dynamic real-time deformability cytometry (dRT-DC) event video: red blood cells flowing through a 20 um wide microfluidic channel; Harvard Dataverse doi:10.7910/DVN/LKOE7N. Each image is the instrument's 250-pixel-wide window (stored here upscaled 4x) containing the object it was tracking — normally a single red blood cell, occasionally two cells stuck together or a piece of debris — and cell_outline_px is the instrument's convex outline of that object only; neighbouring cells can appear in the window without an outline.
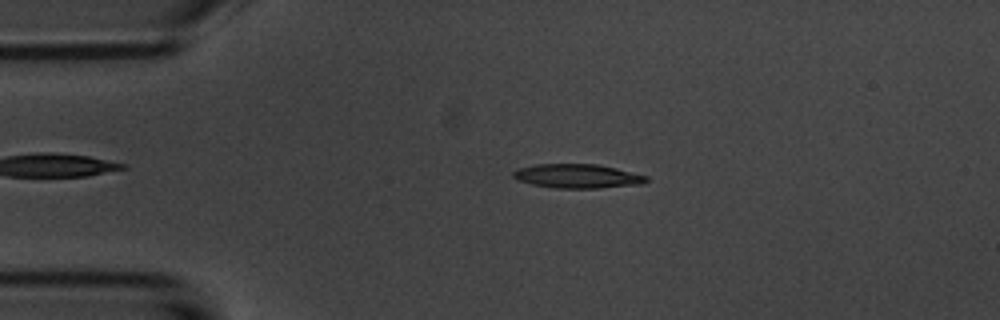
{"species": "common noctule bat (a hibernating species)", "species_latin": "Nyctalus noctula", "temperature_condition": "room temperature", "stored_images_in_passage": 4, "camera_frame_rate_fps": 3000, "um_per_image_px": 0.085, "animal": {"sex": "male", "body_mass_g": 20.1, "forearm_length_mm": 53.5}, "frame": {"image": 1, "passage_image": 2, "time_ms": 1.333, "image_size_px": [1000, 320], "cell_outline_px": [[648, 180], [640, 184], [600, 188], [552, 188], [532, 184], [520, 180], [512, 176], [512, 172], [516, 168], [536, 164], [596, 164], [616, 168], [648, 176]], "centroid_in_image_um": [49.06, 14.96], "position_along_channel_um": 35.9, "area_um2": 18.67}}
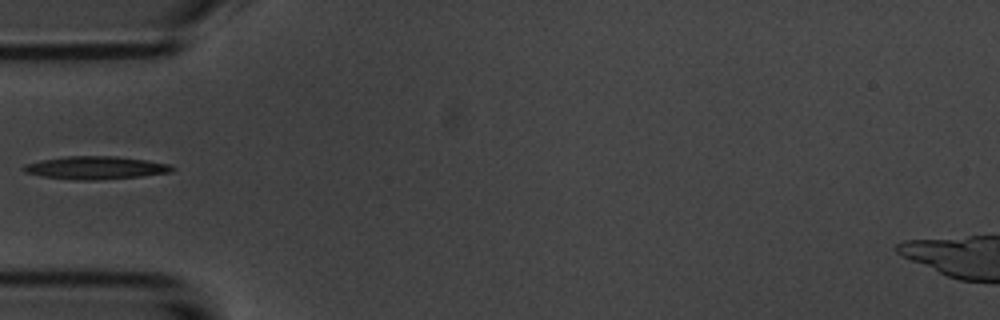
{"frame": {"image": 2, "passage_image": 4, "time_ms": 3.333, "image_size_px": [1000, 320], "cell_outline_px": [[176, 168], [172, 172], [140, 176], [96, 180], [80, 180], [44, 176], [24, 172], [20, 168], [24, 164], [40, 160], [68, 156], [116, 156], [144, 160], [168, 164]], "centroid_in_image_um": [8.1, 14.25], "position_along_channel_um": 76.9, "area_um2": 19.65}}